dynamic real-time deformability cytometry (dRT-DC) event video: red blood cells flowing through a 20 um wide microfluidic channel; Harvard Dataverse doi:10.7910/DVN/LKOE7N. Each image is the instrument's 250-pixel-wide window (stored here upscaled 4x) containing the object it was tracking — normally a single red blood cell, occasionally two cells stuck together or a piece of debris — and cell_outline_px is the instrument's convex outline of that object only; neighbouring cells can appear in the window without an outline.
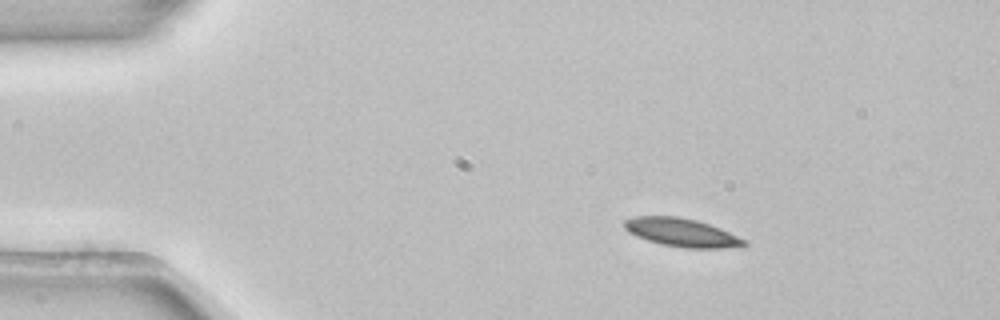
{"species": "common noctule bat (a hibernating species)", "species_latin": "Nyctalus noctula", "temperature_condition": "room temperature", "stored_images_in_passage": 2, "camera_frame_rate_fps": 3000, "um_per_image_px": 0.085, "animal": {"sex": "female", "body_mass_g": 22.7, "forearm_length_mm": 54.2}, "frame": {"image": 1, "passage_image": 1, "time_ms": 0.0, "image_size_px": [1000, 320], "cell_outline_px": [[748, 244], [740, 248], [684, 248], [660, 244], [636, 236], [628, 232], [624, 228], [624, 220], [636, 216], [676, 216], [696, 220], [720, 228], [748, 240]], "centroid_in_image_um": [57.99, 19.78], "position_along_channel_um": 27.0, "area_um2": 20.0}}